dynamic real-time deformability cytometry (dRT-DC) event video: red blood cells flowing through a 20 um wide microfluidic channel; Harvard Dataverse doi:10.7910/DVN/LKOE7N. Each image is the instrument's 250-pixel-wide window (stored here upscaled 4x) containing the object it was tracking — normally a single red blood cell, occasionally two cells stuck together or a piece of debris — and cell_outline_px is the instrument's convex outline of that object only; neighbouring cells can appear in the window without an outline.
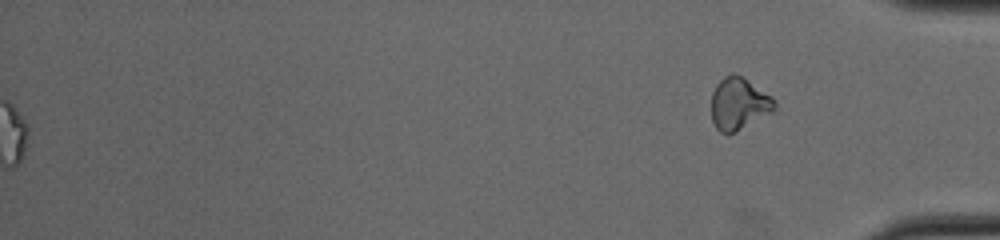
{"species": "common noctule bat (a hibernating species)", "species_latin": "Nyctalus noctula", "temperature_condition": "cold", "stored_images_in_passage": 37, "segment_of_instrument_passage": [2, 2], "camera_frame_rate_fps": 3000, "um_per_image_px": 0.085, "animal": {"sex": "male", "body_mass_g": 19.0, "forearm_length_mm": 50.8}, "frame": {"image": 1, "passage_image": 37, "time_ms": 12.0, "image_size_px": [1000, 240], "cell_outline_px": [[776, 108], [772, 112], [736, 132], [720, 132], [716, 128], [712, 120], [712, 92], [716, 84], [724, 76], [732, 72], [740, 76], [772, 96], [776, 100]], "centroid_in_image_um": [62.8, 8.81], "position_along_channel_um": 372.4, "area_um2": 19.07}}